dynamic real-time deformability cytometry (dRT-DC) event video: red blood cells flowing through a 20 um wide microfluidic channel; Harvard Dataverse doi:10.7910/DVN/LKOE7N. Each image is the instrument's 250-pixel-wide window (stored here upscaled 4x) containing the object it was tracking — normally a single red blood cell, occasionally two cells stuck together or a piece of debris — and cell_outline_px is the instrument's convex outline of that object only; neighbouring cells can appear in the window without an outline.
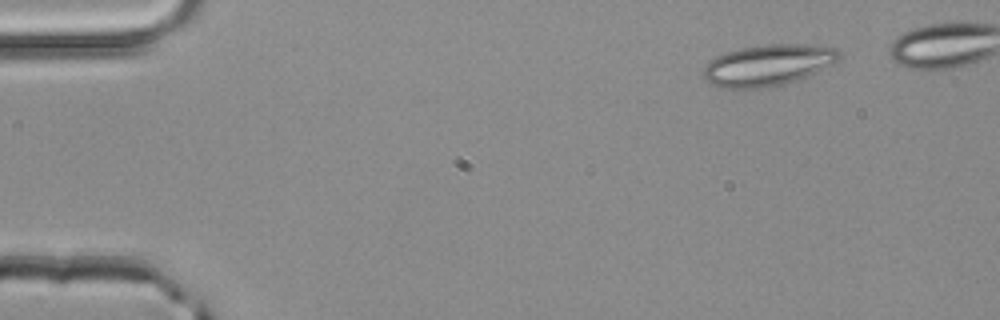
{"species": "common noctule bat (a hibernating species)", "species_latin": "Nyctalus noctula", "temperature_condition": "room temperature", "stored_images_in_passage": 5, "segment_of_instrument_passage": [2, 2], "camera_frame_rate_fps": 3000, "um_per_image_px": 0.085, "animal": {"sex": "male", "body_mass_g": 20.4}, "frame": {"image": 1, "passage_image": 5, "time_ms": 1.333, "image_size_px": [1000, 320], "cell_outline_px": [[840, 56], [832, 64], [796, 80], [784, 84], [756, 88], [724, 88], [712, 84], [704, 80], [704, 68], [716, 56], [724, 52], [740, 48], [764, 44], [808, 44], [836, 48], [840, 52]], "centroid_in_image_um": [65.25, 5.52], "position_along_channel_um": 19.7, "area_um2": 32.25}}